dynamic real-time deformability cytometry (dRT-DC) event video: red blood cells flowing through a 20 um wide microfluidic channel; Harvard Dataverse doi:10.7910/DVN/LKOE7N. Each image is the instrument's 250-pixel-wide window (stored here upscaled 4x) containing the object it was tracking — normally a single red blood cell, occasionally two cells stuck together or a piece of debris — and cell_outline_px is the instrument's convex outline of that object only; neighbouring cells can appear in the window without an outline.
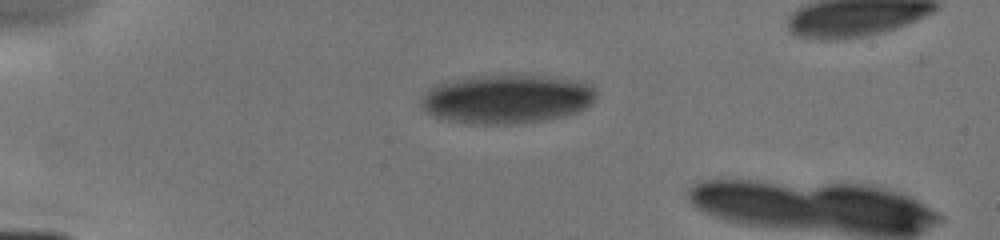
{"species": "human", "species_latin": "Homo sapiens", "temperature_condition": "cold", "stored_images_in_passage": 3, "camera_frame_rate_fps": 3000, "um_per_image_px": 0.085, "donor": {"sex": "male"}, "frame": {"image": 1, "passage_image": 1, "time_ms": 0.0, "image_size_px": [1000, 240], "cell_outline_px": [[596, 96], [584, 108], [576, 112], [564, 116], [548, 120], [512, 124], [468, 124], [448, 120], [432, 116], [424, 112], [420, 104], [420, 100], [432, 88], [440, 84], [472, 76], [540, 76], [584, 80], [592, 84], [596, 92]], "centroid_in_image_um": [43.11, 8.43], "position_along_channel_um": 41.9, "area_um2": 49.82}}